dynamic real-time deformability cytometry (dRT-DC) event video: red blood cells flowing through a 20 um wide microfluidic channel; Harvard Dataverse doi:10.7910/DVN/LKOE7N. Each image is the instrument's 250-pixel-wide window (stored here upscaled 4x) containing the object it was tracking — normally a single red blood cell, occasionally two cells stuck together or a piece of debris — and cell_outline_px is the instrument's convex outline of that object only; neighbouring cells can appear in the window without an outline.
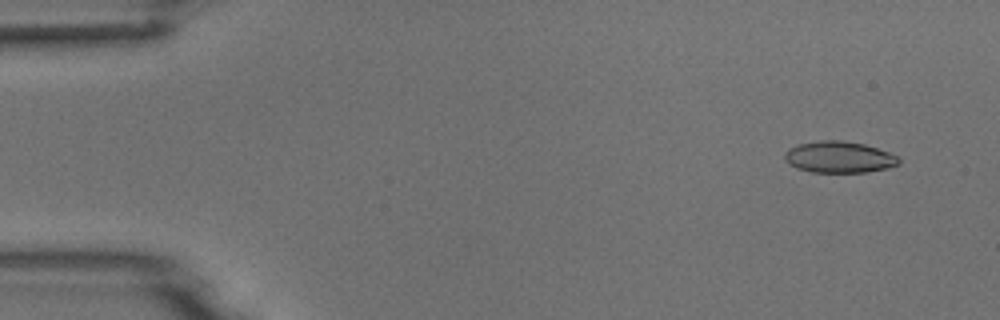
{"species": "common noctule bat (a hibernating species)", "species_latin": "Nyctalus noctula", "temperature_condition": "room temperature", "stored_images_in_passage": 4, "camera_frame_rate_fps": 3000, "um_per_image_px": 0.085, "animal": {"sex": "male", "body_mass_g": 18.8}, "frame": {"image": 1, "passage_image": 1, "time_ms": 0.0, "image_size_px": [1000, 320], "cell_outline_px": [[900, 164], [888, 168], [868, 172], [812, 172], [796, 168], [788, 164], [784, 160], [784, 152], [788, 148], [796, 144], [820, 140], [840, 140], [864, 144], [900, 156]], "centroid_in_image_um": [71.3, 13.35], "position_along_channel_um": 13.7, "area_um2": 21.21}}
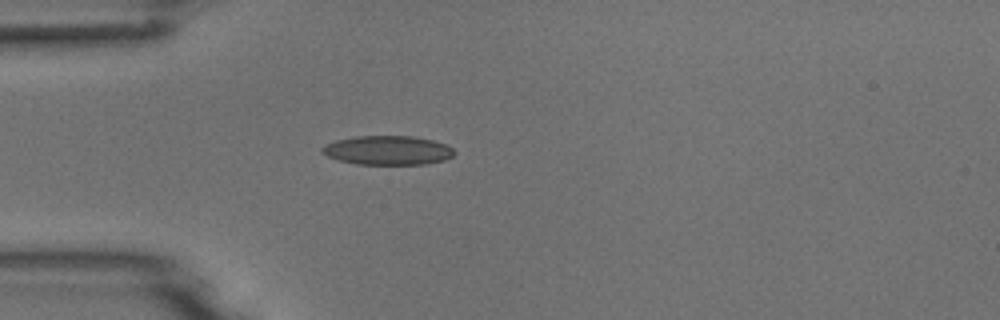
{"frame": {"image": 2, "passage_image": 4, "time_ms": 3.667, "image_size_px": [1000, 320], "cell_outline_px": [[456, 152], [452, 156], [444, 160], [424, 164], [356, 164], [340, 160], [328, 156], [320, 152], [320, 148], [324, 144], [336, 140], [356, 136], [412, 136], [432, 140], [448, 144]], "centroid_in_image_um": [32.95, 12.77], "position_along_channel_um": 52.1, "area_um2": 22.48}}